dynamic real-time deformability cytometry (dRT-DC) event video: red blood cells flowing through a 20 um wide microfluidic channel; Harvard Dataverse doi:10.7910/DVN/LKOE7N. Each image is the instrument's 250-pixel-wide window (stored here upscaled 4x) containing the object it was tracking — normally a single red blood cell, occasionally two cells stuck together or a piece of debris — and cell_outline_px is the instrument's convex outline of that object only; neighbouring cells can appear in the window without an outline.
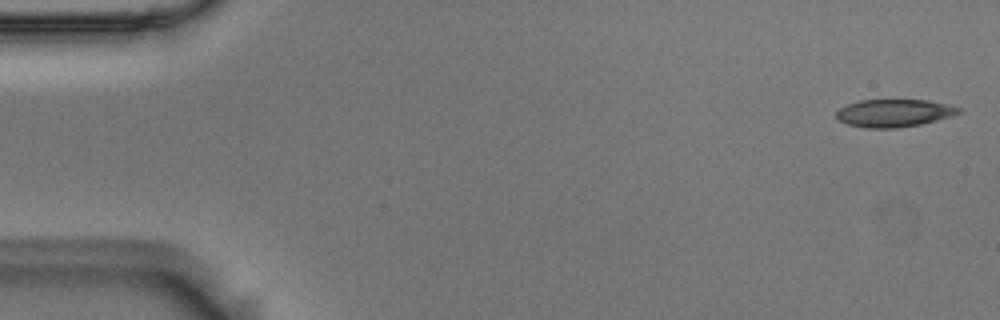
{"species": "Egyptian fruit bat (a non-hibernating species)", "species_latin": "Rousettus aegyptiacus", "temperature_condition": "room temperature", "stored_images_in_passage": 10, "camera_frame_rate_fps": 3000, "um_per_image_px": 0.085, "animal": {"sex": "male"}, "frame": {"image": 1, "passage_image": 1, "time_ms": 0.0, "image_size_px": [1000, 320], "cell_outline_px": [[960, 112], [936, 120], [920, 124], [896, 128], [864, 128], [848, 124], [840, 120], [836, 116], [836, 112], [840, 108], [848, 104], [860, 100], [928, 100], [948, 104], [960, 108]], "centroid_in_image_um": [75.96, 9.6], "position_along_channel_um": 9.0, "area_um2": 19.48}}